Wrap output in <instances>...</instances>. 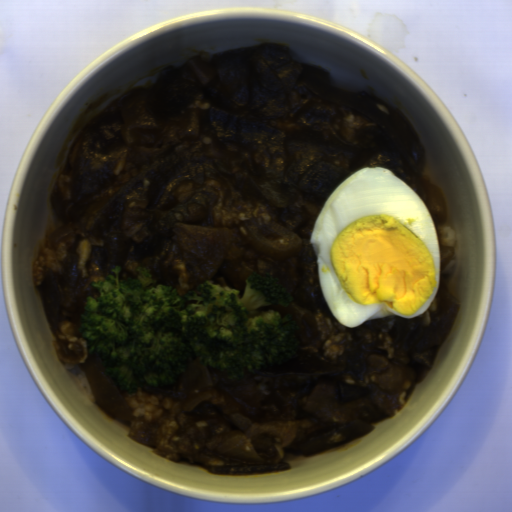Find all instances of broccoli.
Segmentation results:
<instances>
[{
    "label": "broccoli",
    "mask_w": 512,
    "mask_h": 512,
    "mask_svg": "<svg viewBox=\"0 0 512 512\" xmlns=\"http://www.w3.org/2000/svg\"><path fill=\"white\" fill-rule=\"evenodd\" d=\"M93 285L77 324L120 391L170 387L193 362L239 378L297 350L298 323L278 318L290 303L280 278L255 273L242 295L207 282L181 295L151 269L119 266Z\"/></svg>",
    "instance_id": "1"
}]
</instances>
